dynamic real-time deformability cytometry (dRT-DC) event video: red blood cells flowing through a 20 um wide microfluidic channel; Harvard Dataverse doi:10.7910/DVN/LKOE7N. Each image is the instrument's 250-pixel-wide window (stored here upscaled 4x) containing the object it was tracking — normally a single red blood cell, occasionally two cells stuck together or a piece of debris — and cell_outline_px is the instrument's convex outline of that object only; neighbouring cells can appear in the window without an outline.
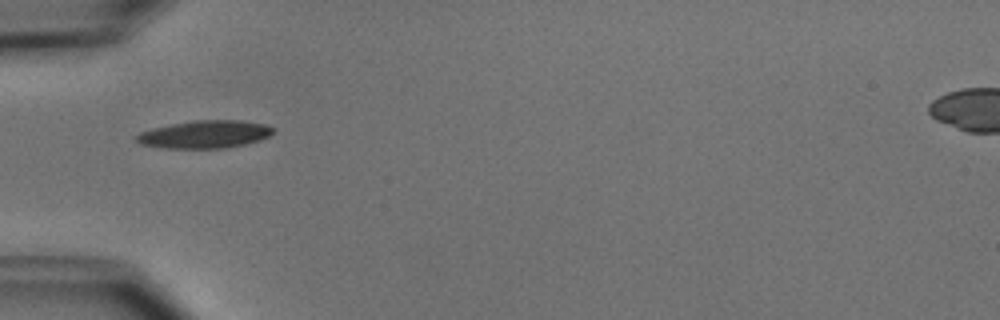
{"species": "common noctule bat (a hibernating species)", "species_latin": "Nyctalus noctula", "temperature_condition": "cold", "stored_images_in_passage": 5, "camera_frame_rate_fps": 3000, "um_per_image_px": 0.085, "animal": {"sex": "male", "body_mass_g": 15.6}, "frame": {"image": 1, "passage_image": 2, "time_ms": 1.333, "image_size_px": [1000, 320], "cell_outline_px": [[276, 128], [268, 136], [260, 140], [228, 148], [164, 148], [140, 144], [132, 136], [140, 132], [152, 128], [172, 124], [196, 120], [240, 120], [264, 124]], "centroid_in_image_um": [17.38, 11.42], "position_along_channel_um": 67.6, "area_um2": 22.14}}
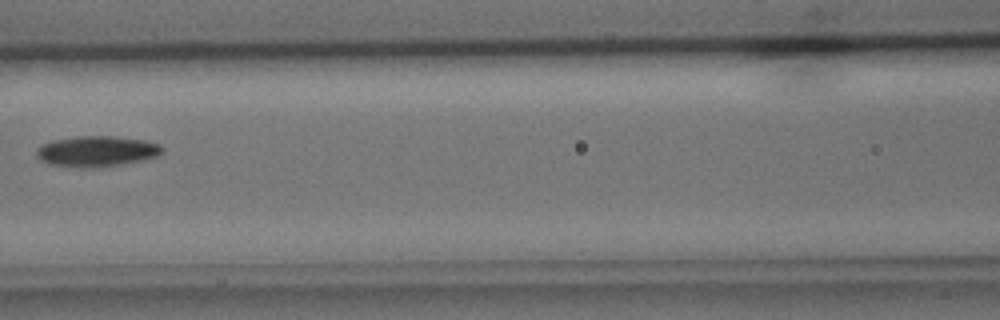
{"frame": {"image": 2, "passage_image": 4, "time_ms": 3.667, "image_size_px": [1000, 320], "cell_outline_px": [[164, 148], [156, 156], [144, 160], [100, 168], [84, 168], [52, 164], [40, 160], [36, 156], [36, 148], [40, 144], [52, 140], [76, 136], [112, 136], [144, 140], [160, 144]], "centroid_in_image_um": [8.19, 12.86], "position_along_channel_um": 158.4, "area_um2": 22.66}}
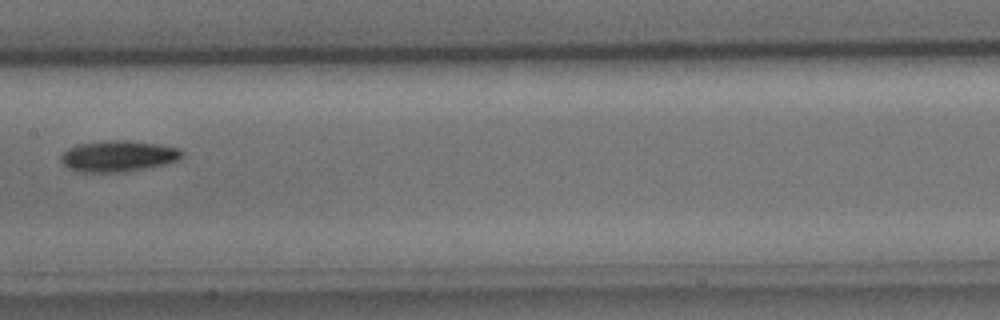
{"frame": {"image": 3, "passage_image": 5, "time_ms": 4.667, "image_size_px": [1000, 320], "cell_outline_px": [[184, 156], [180, 160], [168, 164], [120, 172], [84, 172], [68, 168], [60, 160], [60, 156], [68, 148], [76, 144], [108, 140], [128, 140], [160, 144], [176, 148], [184, 152]], "centroid_in_image_um": [10.07, 13.26], "position_along_channel_um": 197.3, "area_um2": 22.08}}